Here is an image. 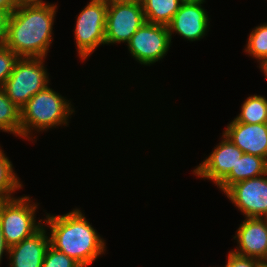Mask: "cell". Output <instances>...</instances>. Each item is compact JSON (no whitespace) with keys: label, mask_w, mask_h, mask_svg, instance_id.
I'll use <instances>...</instances> for the list:
<instances>
[{"label":"cell","mask_w":267,"mask_h":267,"mask_svg":"<svg viewBox=\"0 0 267 267\" xmlns=\"http://www.w3.org/2000/svg\"><path fill=\"white\" fill-rule=\"evenodd\" d=\"M45 228L46 224L32 236L9 247V266L42 267L46 251L50 246V237L47 236Z\"/></svg>","instance_id":"obj_14"},{"label":"cell","mask_w":267,"mask_h":267,"mask_svg":"<svg viewBox=\"0 0 267 267\" xmlns=\"http://www.w3.org/2000/svg\"><path fill=\"white\" fill-rule=\"evenodd\" d=\"M247 124L267 123V99L261 95L247 97L241 105V112L234 118Z\"/></svg>","instance_id":"obj_18"},{"label":"cell","mask_w":267,"mask_h":267,"mask_svg":"<svg viewBox=\"0 0 267 267\" xmlns=\"http://www.w3.org/2000/svg\"><path fill=\"white\" fill-rule=\"evenodd\" d=\"M31 201L29 196L0 201V225L8 247L32 236L45 224L42 219L36 222L38 205Z\"/></svg>","instance_id":"obj_5"},{"label":"cell","mask_w":267,"mask_h":267,"mask_svg":"<svg viewBox=\"0 0 267 267\" xmlns=\"http://www.w3.org/2000/svg\"><path fill=\"white\" fill-rule=\"evenodd\" d=\"M216 145L212 153L197 166L193 173L198 178L212 180L216 185L232 170L243 153L227 136Z\"/></svg>","instance_id":"obj_10"},{"label":"cell","mask_w":267,"mask_h":267,"mask_svg":"<svg viewBox=\"0 0 267 267\" xmlns=\"http://www.w3.org/2000/svg\"><path fill=\"white\" fill-rule=\"evenodd\" d=\"M223 132L242 152L267 161V123L247 124L235 119Z\"/></svg>","instance_id":"obj_13"},{"label":"cell","mask_w":267,"mask_h":267,"mask_svg":"<svg viewBox=\"0 0 267 267\" xmlns=\"http://www.w3.org/2000/svg\"><path fill=\"white\" fill-rule=\"evenodd\" d=\"M182 3H187V2H205V0H180Z\"/></svg>","instance_id":"obj_30"},{"label":"cell","mask_w":267,"mask_h":267,"mask_svg":"<svg viewBox=\"0 0 267 267\" xmlns=\"http://www.w3.org/2000/svg\"><path fill=\"white\" fill-rule=\"evenodd\" d=\"M108 2H142V0H107Z\"/></svg>","instance_id":"obj_29"},{"label":"cell","mask_w":267,"mask_h":267,"mask_svg":"<svg viewBox=\"0 0 267 267\" xmlns=\"http://www.w3.org/2000/svg\"><path fill=\"white\" fill-rule=\"evenodd\" d=\"M259 67H260L261 71H263L265 77L267 78V57L260 61Z\"/></svg>","instance_id":"obj_28"},{"label":"cell","mask_w":267,"mask_h":267,"mask_svg":"<svg viewBox=\"0 0 267 267\" xmlns=\"http://www.w3.org/2000/svg\"><path fill=\"white\" fill-rule=\"evenodd\" d=\"M8 17V13L0 10V46H4L6 42Z\"/></svg>","instance_id":"obj_24"},{"label":"cell","mask_w":267,"mask_h":267,"mask_svg":"<svg viewBox=\"0 0 267 267\" xmlns=\"http://www.w3.org/2000/svg\"><path fill=\"white\" fill-rule=\"evenodd\" d=\"M45 58L19 57L3 89L7 97L21 108L39 91L48 86L49 74Z\"/></svg>","instance_id":"obj_4"},{"label":"cell","mask_w":267,"mask_h":267,"mask_svg":"<svg viewBox=\"0 0 267 267\" xmlns=\"http://www.w3.org/2000/svg\"><path fill=\"white\" fill-rule=\"evenodd\" d=\"M42 267H82L73 258L57 251L51 245L48 247Z\"/></svg>","instance_id":"obj_21"},{"label":"cell","mask_w":267,"mask_h":267,"mask_svg":"<svg viewBox=\"0 0 267 267\" xmlns=\"http://www.w3.org/2000/svg\"><path fill=\"white\" fill-rule=\"evenodd\" d=\"M56 10L50 3L16 7L8 17L5 46L18 57L46 58Z\"/></svg>","instance_id":"obj_1"},{"label":"cell","mask_w":267,"mask_h":267,"mask_svg":"<svg viewBox=\"0 0 267 267\" xmlns=\"http://www.w3.org/2000/svg\"><path fill=\"white\" fill-rule=\"evenodd\" d=\"M245 52L258 62L267 57V23L258 25L251 31Z\"/></svg>","instance_id":"obj_20"},{"label":"cell","mask_w":267,"mask_h":267,"mask_svg":"<svg viewBox=\"0 0 267 267\" xmlns=\"http://www.w3.org/2000/svg\"><path fill=\"white\" fill-rule=\"evenodd\" d=\"M267 173V161L252 154L243 153L232 169L218 184L219 190L225 193L232 185L246 179L259 177Z\"/></svg>","instance_id":"obj_15"},{"label":"cell","mask_w":267,"mask_h":267,"mask_svg":"<svg viewBox=\"0 0 267 267\" xmlns=\"http://www.w3.org/2000/svg\"><path fill=\"white\" fill-rule=\"evenodd\" d=\"M17 7L24 5H45L49 3H44L42 0H15Z\"/></svg>","instance_id":"obj_26"},{"label":"cell","mask_w":267,"mask_h":267,"mask_svg":"<svg viewBox=\"0 0 267 267\" xmlns=\"http://www.w3.org/2000/svg\"><path fill=\"white\" fill-rule=\"evenodd\" d=\"M145 22L141 2H108L105 44L128 43Z\"/></svg>","instance_id":"obj_7"},{"label":"cell","mask_w":267,"mask_h":267,"mask_svg":"<svg viewBox=\"0 0 267 267\" xmlns=\"http://www.w3.org/2000/svg\"><path fill=\"white\" fill-rule=\"evenodd\" d=\"M146 22L168 25L178 11L180 0H142Z\"/></svg>","instance_id":"obj_16"},{"label":"cell","mask_w":267,"mask_h":267,"mask_svg":"<svg viewBox=\"0 0 267 267\" xmlns=\"http://www.w3.org/2000/svg\"><path fill=\"white\" fill-rule=\"evenodd\" d=\"M267 173L232 185L225 195L245 218H267Z\"/></svg>","instance_id":"obj_9"},{"label":"cell","mask_w":267,"mask_h":267,"mask_svg":"<svg viewBox=\"0 0 267 267\" xmlns=\"http://www.w3.org/2000/svg\"><path fill=\"white\" fill-rule=\"evenodd\" d=\"M17 7L15 0H0V10L8 13L9 15Z\"/></svg>","instance_id":"obj_25"},{"label":"cell","mask_w":267,"mask_h":267,"mask_svg":"<svg viewBox=\"0 0 267 267\" xmlns=\"http://www.w3.org/2000/svg\"><path fill=\"white\" fill-rule=\"evenodd\" d=\"M19 57L7 46H0V88L4 86Z\"/></svg>","instance_id":"obj_22"},{"label":"cell","mask_w":267,"mask_h":267,"mask_svg":"<svg viewBox=\"0 0 267 267\" xmlns=\"http://www.w3.org/2000/svg\"><path fill=\"white\" fill-rule=\"evenodd\" d=\"M235 235L239 245L233 253L267 262V218H245Z\"/></svg>","instance_id":"obj_12"},{"label":"cell","mask_w":267,"mask_h":267,"mask_svg":"<svg viewBox=\"0 0 267 267\" xmlns=\"http://www.w3.org/2000/svg\"><path fill=\"white\" fill-rule=\"evenodd\" d=\"M107 9V0H90L77 16L74 38L82 60L87 59L100 44H105Z\"/></svg>","instance_id":"obj_6"},{"label":"cell","mask_w":267,"mask_h":267,"mask_svg":"<svg viewBox=\"0 0 267 267\" xmlns=\"http://www.w3.org/2000/svg\"><path fill=\"white\" fill-rule=\"evenodd\" d=\"M260 267H267V262L262 263Z\"/></svg>","instance_id":"obj_31"},{"label":"cell","mask_w":267,"mask_h":267,"mask_svg":"<svg viewBox=\"0 0 267 267\" xmlns=\"http://www.w3.org/2000/svg\"><path fill=\"white\" fill-rule=\"evenodd\" d=\"M13 168L12 162L0 149V201L13 198L12 193L22 188V184Z\"/></svg>","instance_id":"obj_19"},{"label":"cell","mask_w":267,"mask_h":267,"mask_svg":"<svg viewBox=\"0 0 267 267\" xmlns=\"http://www.w3.org/2000/svg\"><path fill=\"white\" fill-rule=\"evenodd\" d=\"M50 245L73 258L82 267L92 264L106 249L105 240L88 222L80 209L64 215L46 214Z\"/></svg>","instance_id":"obj_2"},{"label":"cell","mask_w":267,"mask_h":267,"mask_svg":"<svg viewBox=\"0 0 267 267\" xmlns=\"http://www.w3.org/2000/svg\"><path fill=\"white\" fill-rule=\"evenodd\" d=\"M4 252H6V254H8L9 247L5 243L3 232L1 229V225H0V264L2 262V256H3Z\"/></svg>","instance_id":"obj_27"},{"label":"cell","mask_w":267,"mask_h":267,"mask_svg":"<svg viewBox=\"0 0 267 267\" xmlns=\"http://www.w3.org/2000/svg\"><path fill=\"white\" fill-rule=\"evenodd\" d=\"M166 25L145 22L127 43L130 54L141 65H151L163 59L171 46Z\"/></svg>","instance_id":"obj_8"},{"label":"cell","mask_w":267,"mask_h":267,"mask_svg":"<svg viewBox=\"0 0 267 267\" xmlns=\"http://www.w3.org/2000/svg\"><path fill=\"white\" fill-rule=\"evenodd\" d=\"M227 257V264L224 267H260L263 263L255 258L236 255L232 251L229 252Z\"/></svg>","instance_id":"obj_23"},{"label":"cell","mask_w":267,"mask_h":267,"mask_svg":"<svg viewBox=\"0 0 267 267\" xmlns=\"http://www.w3.org/2000/svg\"><path fill=\"white\" fill-rule=\"evenodd\" d=\"M0 130L21 137V110L0 88Z\"/></svg>","instance_id":"obj_17"},{"label":"cell","mask_w":267,"mask_h":267,"mask_svg":"<svg viewBox=\"0 0 267 267\" xmlns=\"http://www.w3.org/2000/svg\"><path fill=\"white\" fill-rule=\"evenodd\" d=\"M202 4V1L181 3L171 22L167 25L171 40L174 32L189 41L200 40L206 36L209 16Z\"/></svg>","instance_id":"obj_11"},{"label":"cell","mask_w":267,"mask_h":267,"mask_svg":"<svg viewBox=\"0 0 267 267\" xmlns=\"http://www.w3.org/2000/svg\"><path fill=\"white\" fill-rule=\"evenodd\" d=\"M73 112L71 102L47 86L21 108V138L31 140L33 129L40 132L63 124L67 126Z\"/></svg>","instance_id":"obj_3"}]
</instances>
